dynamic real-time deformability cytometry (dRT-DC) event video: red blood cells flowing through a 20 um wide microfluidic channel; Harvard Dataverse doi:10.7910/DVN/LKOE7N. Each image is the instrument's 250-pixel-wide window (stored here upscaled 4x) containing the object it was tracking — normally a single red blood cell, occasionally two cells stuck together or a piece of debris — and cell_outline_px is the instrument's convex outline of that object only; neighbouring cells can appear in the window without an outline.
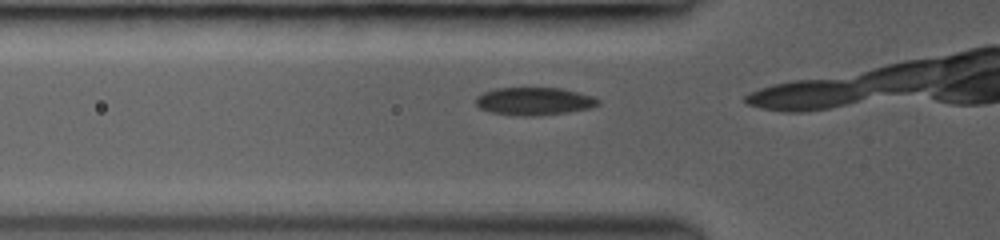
{"species": "common noctule bat (a hibernating species)", "species_latin": "Nyctalus noctula", "temperature_condition": "room temperature", "stored_images_in_passage": 5, "camera_frame_rate_fps": 3000, "um_per_image_px": 0.085, "animal": {"sex": "female", "body_mass_g": 19.0, "forearm_length_mm": 53.3}, "frame": {"image": 1, "passage_image": 4, "time_ms": 1.0, "image_size_px": [1000, 240], "cell_outline_px": [[600, 104], [592, 108], [568, 112], [540, 116], [516, 116], [488, 112], [480, 108], [476, 104], [476, 96], [484, 92], [496, 88], [560, 88], [592, 96], [600, 100]], "centroid_in_image_um": [45.39, 8.62], "position_along_channel_um": 80.4, "area_um2": 20.0}}